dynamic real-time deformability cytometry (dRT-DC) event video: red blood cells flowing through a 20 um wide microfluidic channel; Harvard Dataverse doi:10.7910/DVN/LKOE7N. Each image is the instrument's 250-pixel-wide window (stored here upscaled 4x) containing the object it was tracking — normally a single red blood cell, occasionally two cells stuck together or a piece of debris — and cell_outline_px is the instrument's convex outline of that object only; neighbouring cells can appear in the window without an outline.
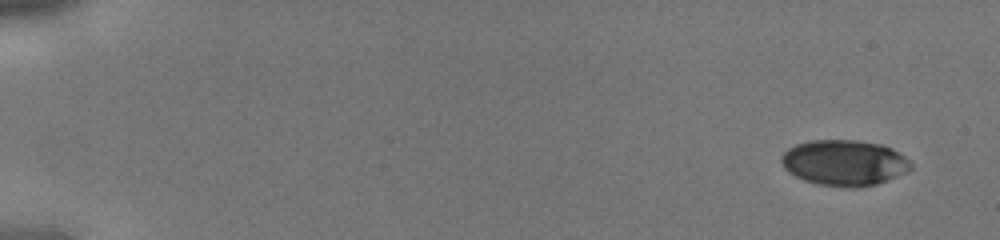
{"species": "human", "species_latin": "Homo sapiens", "temperature_condition": "cold", "stored_images_in_passage": 8, "camera_frame_rate_fps": 3000, "um_per_image_px": 0.085, "donor": {"sex": "male"}, "frame": {"image": 1, "passage_image": 1, "time_ms": 0.0, "image_size_px": [1000, 240], "cell_outline_px": [[912, 168], [908, 172], [888, 180], [876, 184], [856, 188], [848, 188], [816, 184], [804, 180], [788, 172], [784, 168], [780, 160], [780, 156], [788, 148], [796, 144], [812, 140], [856, 140], [880, 144], [892, 148], [904, 156], [912, 164]], "centroid_in_image_um": [71.76, 13.84], "position_along_channel_um": 13.2, "area_um2": 34.8}}
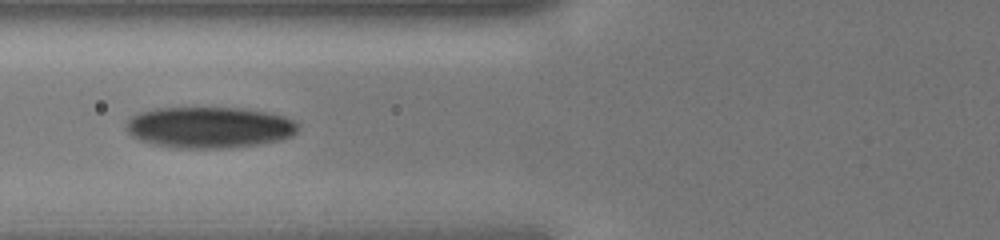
{"frame": {"image": 2, "passage_image": 7, "time_ms": 2.0, "image_size_px": [1000, 240], "cell_outline_px": [[300, 124], [296, 132], [292, 136], [280, 140], [260, 144], [228, 148], [168, 148], [140, 140], [132, 136], [124, 128], [128, 120], [132, 116], [140, 112], [156, 108], [240, 108], [268, 112], [284, 116]], "centroid_in_image_um": [17.79, 10.83], "position_along_channel_um": 108.0, "area_um2": 41.56}}
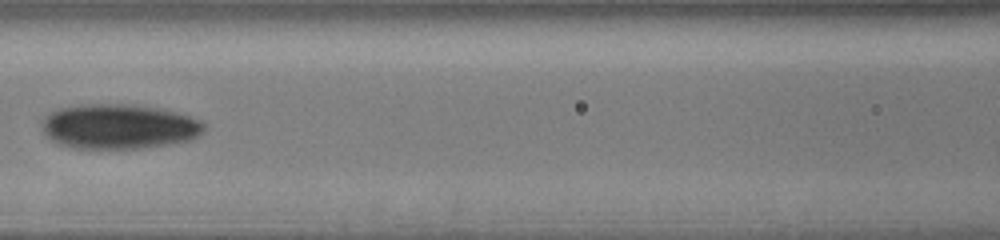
{"frame": {"image": 3, "passage_image": 8, "time_ms": 2.333, "image_size_px": [1000, 240], "cell_outline_px": [[204, 132], [200, 136], [188, 140], [168, 144], [140, 148], [76, 148], [60, 144], [52, 140], [44, 132], [44, 116], [60, 108], [80, 104], [132, 104], [160, 108], [188, 116], [200, 120], [204, 124]], "centroid_in_image_um": [10.13, 10.74], "position_along_channel_um": 156.5, "area_um2": 42.08}}